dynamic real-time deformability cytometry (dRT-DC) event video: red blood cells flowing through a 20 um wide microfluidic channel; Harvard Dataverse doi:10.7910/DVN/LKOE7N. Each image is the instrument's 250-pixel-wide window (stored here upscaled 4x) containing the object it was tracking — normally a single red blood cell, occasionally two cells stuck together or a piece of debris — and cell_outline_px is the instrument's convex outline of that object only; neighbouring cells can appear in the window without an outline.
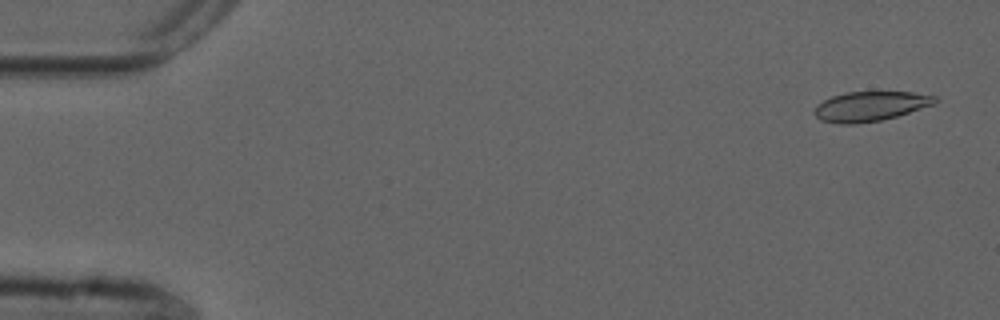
{"species": "common noctule bat (a hibernating species)", "species_latin": "Nyctalus noctula", "temperature_condition": "cold", "stored_images_in_passage": 54, "camera_frame_rate_fps": 3000, "um_per_image_px": 0.085, "animal": {"sex": "male", "forearm_length_mm": 52.5}, "frame": {"image": 1, "passage_image": 2, "time_ms": 0.333, "image_size_px": [1000, 320], "cell_outline_px": [[940, 100], [936, 104], [896, 116], [880, 120], [856, 124], [840, 124], [820, 120], [812, 112], [816, 104], [832, 96], [848, 92], [912, 92], [936, 96]], "centroid_in_image_um": [73.97, 9.03], "position_along_channel_um": 11.0, "area_um2": 20.98}}
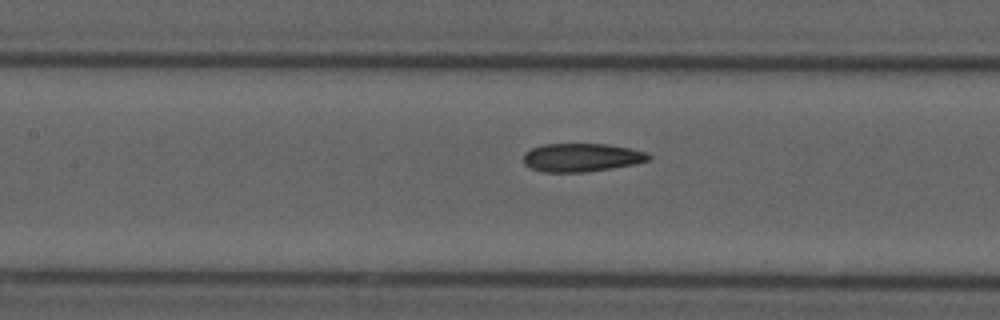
{"frame": {"image": 2, "passage_image": 24, "time_ms": 7.667, "image_size_px": [1000, 320], "cell_outline_px": [[652, 156], [648, 160], [636, 164], [612, 168], [584, 172], [544, 172], [532, 168], [524, 164], [524, 152], [532, 148], [544, 144], [608, 144], [632, 148], [648, 152]], "centroid_in_image_um": [49.47, 13.38], "position_along_channel_um": 157.9, "area_um2": 20.81}}
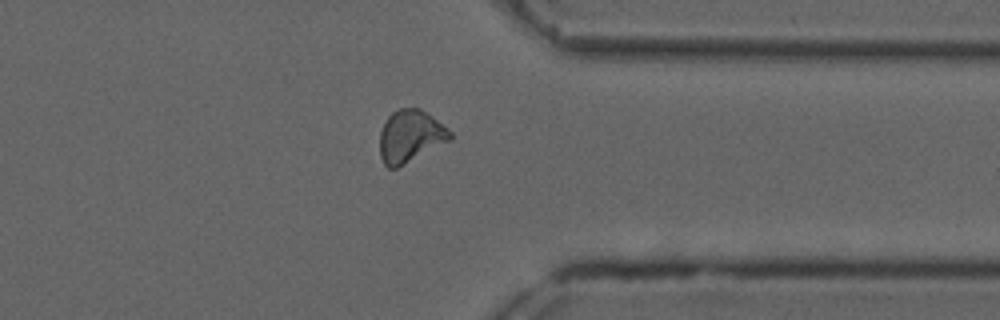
{"frame": {"image": 3, "passage_image": 42, "time_ms": 13.667, "image_size_px": [1000, 320], "cell_outline_px": [[452, 140], [396, 168], [388, 168], [384, 164], [380, 156], [380, 132], [388, 116], [392, 112], [400, 108], [420, 108], [432, 116], [448, 128], [452, 132]], "centroid_in_image_um": [34.89, 11.58], "position_along_channel_um": 376.5, "area_um2": 21.44}, "authors_computed_cell_mechanics": {"area_um2": 21.2126, "velocity_mm_per_s": 3.743, "shape_relaxation_time_tau1_ms": null, "shape_relaxation_time_tau2_ms": 4.66, "deformation_change_tau1": null, "deformation_change_tau2": 0.1062}}